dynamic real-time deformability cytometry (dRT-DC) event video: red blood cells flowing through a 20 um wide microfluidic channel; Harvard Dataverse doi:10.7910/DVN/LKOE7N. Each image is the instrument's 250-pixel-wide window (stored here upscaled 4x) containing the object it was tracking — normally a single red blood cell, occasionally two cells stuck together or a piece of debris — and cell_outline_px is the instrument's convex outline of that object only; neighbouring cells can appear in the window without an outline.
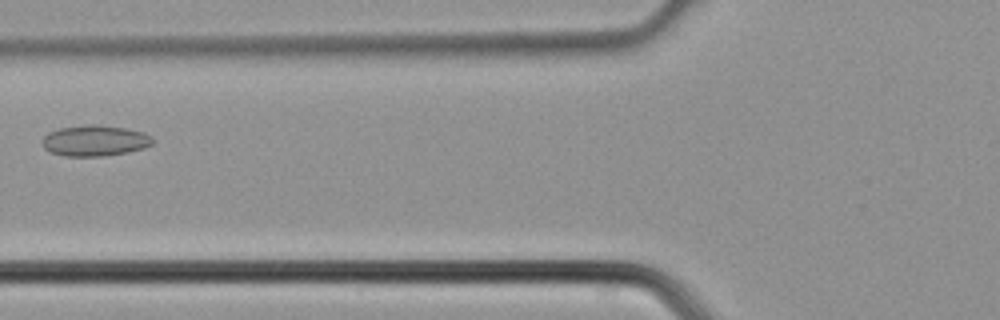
{"species": "common noctule bat (a hibernating species)", "species_latin": "Nyctalus noctula", "temperature_condition": "cold", "stored_images_in_passage": 3, "camera_frame_rate_fps": 3000, "um_per_image_px": 0.085, "animal": {"sex": "male", "body_mass_g": 21.5, "forearm_length_mm": 52.0}, "frame": {"image": 1, "passage_image": 3, "time_ms": 0.667, "image_size_px": [1000, 320], "cell_outline_px": [[156, 140], [152, 144], [144, 148], [128, 152], [104, 156], [64, 156], [48, 152], [44, 148], [44, 136], [48, 132], [60, 128], [88, 124], [96, 124], [124, 128], [144, 132], [152, 136]], "centroid_in_image_um": [8.09, 11.96], "position_along_channel_um": 117.7, "area_um2": 20.0}}